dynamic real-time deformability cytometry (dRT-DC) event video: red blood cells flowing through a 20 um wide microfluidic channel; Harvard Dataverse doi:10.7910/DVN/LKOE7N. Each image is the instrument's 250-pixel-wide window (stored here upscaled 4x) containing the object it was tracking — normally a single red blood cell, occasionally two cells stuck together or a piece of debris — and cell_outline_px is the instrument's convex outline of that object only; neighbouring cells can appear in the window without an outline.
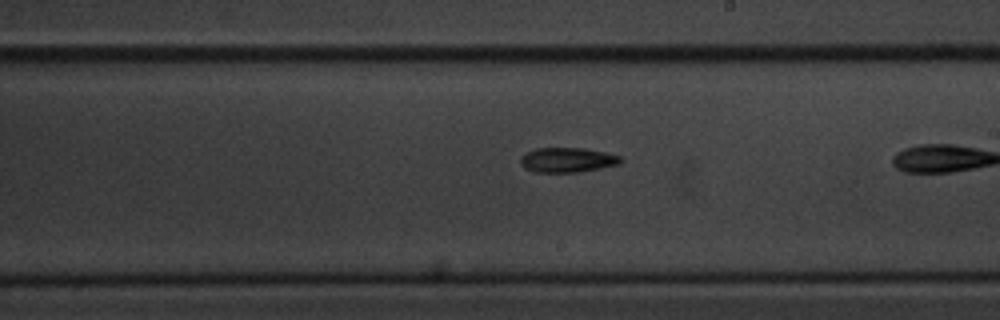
{"species": "common noctule bat (a hibernating species)", "species_latin": "Nyctalus noctula", "temperature_condition": "cold", "stored_images_in_passage": 20, "camera_frame_rate_fps": 3000, "um_per_image_px": 0.085, "animal": {"sex": "male", "body_mass_g": 20.1, "forearm_length_mm": 53.5}, "frame": {"image": 1, "passage_image": 15, "time_ms": 4.667, "image_size_px": [1000, 320], "cell_outline_px": [[624, 160], [620, 164], [580, 172], [536, 172], [524, 168], [520, 164], [520, 156], [524, 152], [536, 148], [584, 148], [604, 152], [620, 156]], "centroid_in_image_um": [48.2, 13.59], "position_along_channel_um": 240.8, "area_um2": 14.62}}